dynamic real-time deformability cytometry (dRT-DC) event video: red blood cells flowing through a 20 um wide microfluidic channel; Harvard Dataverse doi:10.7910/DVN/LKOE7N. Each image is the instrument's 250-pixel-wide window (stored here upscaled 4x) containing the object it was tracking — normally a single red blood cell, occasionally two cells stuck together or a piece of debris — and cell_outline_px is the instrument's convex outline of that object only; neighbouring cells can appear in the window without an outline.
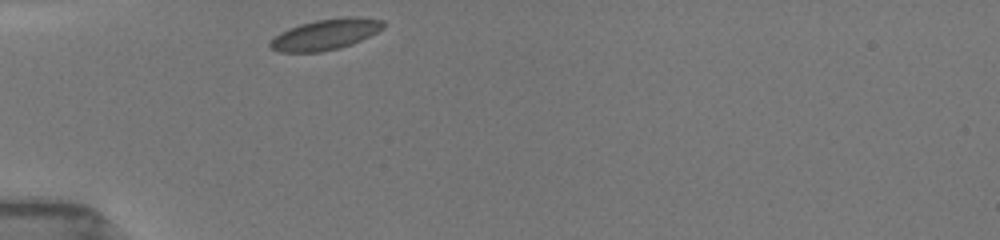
{"species": "common noctule bat (a hibernating species)", "species_latin": "Nyctalus noctula", "temperature_condition": "room temperature", "stored_images_in_passage": 5, "camera_frame_rate_fps": 3000, "um_per_image_px": 0.085, "animal": {"sex": "female", "body_mass_g": 19.5, "forearm_length_mm": 54.1}, "frame": {"image": 1, "passage_image": 1, "time_ms": 0.0, "image_size_px": [1000, 240], "cell_outline_px": [[384, 28], [352, 44], [340, 48], [320, 52], [280, 52], [272, 48], [268, 44], [280, 32], [288, 28], [300, 24], [316, 20], [344, 16], [356, 16], [384, 20]], "centroid_in_image_um": [27.68, 2.91], "position_along_channel_um": 57.3, "area_um2": 20.29}}
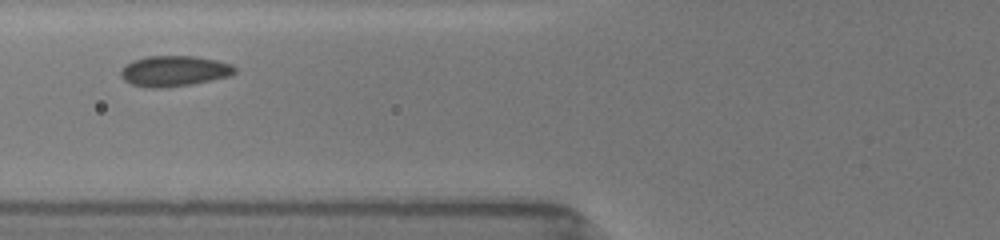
{"frame": {"image": 2, "passage_image": 3, "time_ms": 1.667, "image_size_px": [1000, 240], "cell_outline_px": [[236, 72], [228, 76], [192, 84], [160, 88], [148, 88], [132, 84], [124, 80], [120, 76], [120, 68], [124, 64], [132, 60], [148, 56], [196, 56], [216, 60], [232, 64], [236, 68]], "centroid_in_image_um": [14.76, 6.03], "position_along_channel_um": 111.0, "area_um2": 20.46}}
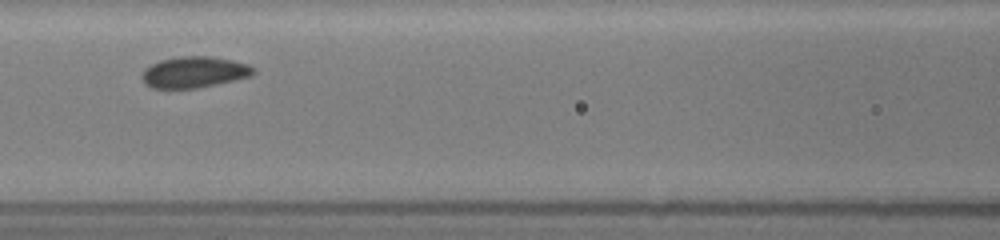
{"frame": {"image": 3, "passage_image": 4, "time_ms": 2.667, "image_size_px": [1000, 240], "cell_outline_px": [[256, 72], [252, 76], [200, 88], [152, 88], [144, 84], [140, 76], [144, 68], [160, 60], [180, 56], [208, 56], [232, 60], [248, 64], [256, 68]], "centroid_in_image_um": [16.51, 6.14], "position_along_channel_um": 150.1, "area_um2": 20.52}}